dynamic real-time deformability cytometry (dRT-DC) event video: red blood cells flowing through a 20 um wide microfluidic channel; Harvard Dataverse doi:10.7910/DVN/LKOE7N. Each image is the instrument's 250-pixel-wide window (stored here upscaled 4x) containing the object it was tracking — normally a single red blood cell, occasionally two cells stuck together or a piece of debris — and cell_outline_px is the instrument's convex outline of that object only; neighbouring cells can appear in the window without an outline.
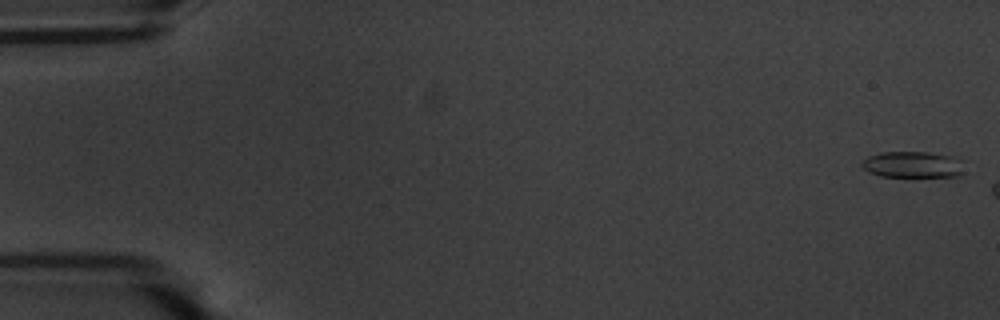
{"species": "common noctule bat (a hibernating species)", "species_latin": "Nyctalus noctula", "temperature_condition": "warm", "stored_images_in_passage": 7, "camera_frame_rate_fps": 3000, "um_per_image_px": 0.085, "animal": {"sex": "male", "body_mass_g": 20.1, "forearm_length_mm": 53.5}, "frame": {"image": 1, "passage_image": 1, "time_ms": 0.0, "image_size_px": [1000, 320], "cell_outline_px": [[964, 172], [960, 176], [880, 176], [868, 172], [860, 164], [868, 156], [880, 152], [928, 152], [952, 156], [960, 160]], "centroid_in_image_um": [77.57, 13.98], "position_along_channel_um": 7.4, "area_um2": 15.61}}